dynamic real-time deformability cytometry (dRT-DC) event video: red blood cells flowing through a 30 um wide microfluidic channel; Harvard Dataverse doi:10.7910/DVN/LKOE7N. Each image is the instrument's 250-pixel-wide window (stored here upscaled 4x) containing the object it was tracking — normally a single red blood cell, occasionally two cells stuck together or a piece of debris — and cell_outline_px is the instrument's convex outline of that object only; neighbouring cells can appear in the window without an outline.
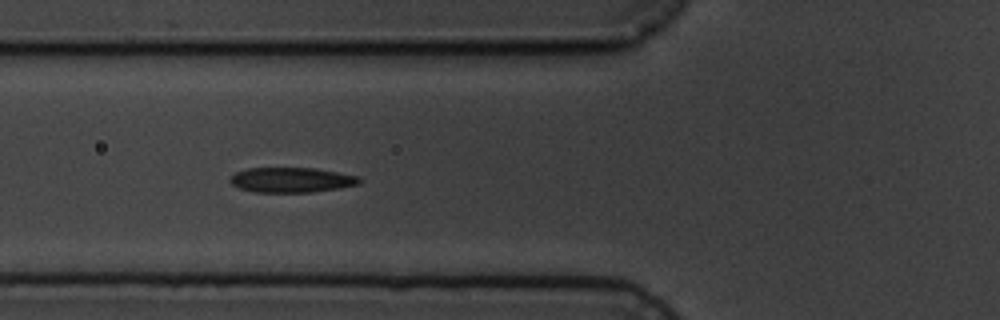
{"species": "common noctule bat (a hibernating species)", "species_latin": "Nyctalus noctula", "temperature_condition": "cold", "stored_images_in_passage": 9, "camera_frame_rate_fps": 3000, "um_per_image_px": 0.085, "animal": {"sex": "male", "body_mass_g": 19.5, "forearm_length_mm": 54.6}, "frame": {"image": 1, "passage_image": 4, "time_ms": 3.333, "image_size_px": [1000, 320], "cell_outline_px": [[364, 180], [360, 184], [340, 188], [312, 192], [252, 192], [240, 188], [232, 184], [228, 180], [236, 172], [248, 168], [316, 168], [360, 176]], "centroid_in_image_um": [24.83, 15.29], "position_along_channel_um": 101.0, "area_um2": 19.02}}
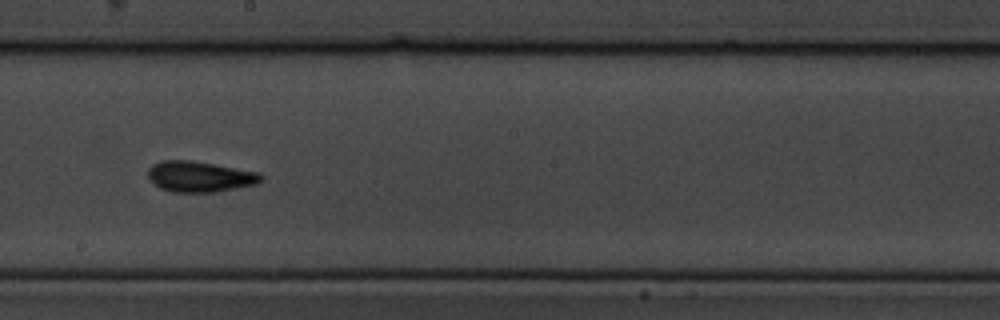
{"frame": {"image": 2, "passage_image": 7, "time_ms": 7.0, "image_size_px": [1000, 320], "cell_outline_px": [[264, 180], [256, 184], [216, 192], [172, 192], [160, 188], [148, 176], [148, 168], [152, 164], [160, 160], [192, 160], [260, 172], [264, 176]], "centroid_in_image_um": [17.01, 15.0], "position_along_channel_um": 231.2, "area_um2": 20.4}}
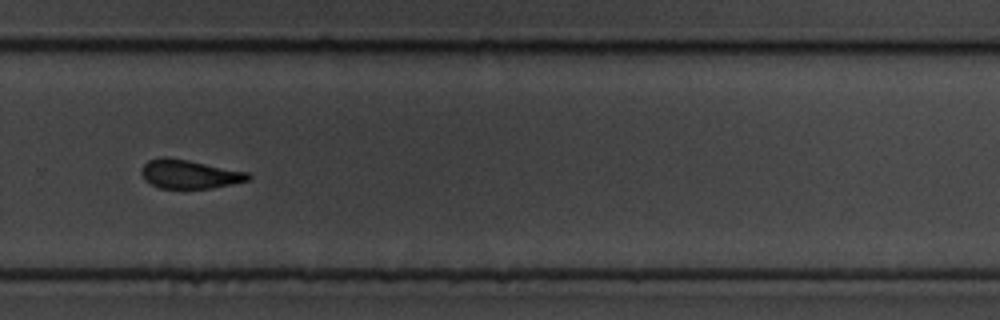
{"frame": {"image": 3, "passage_image": 9, "time_ms": 9.333, "image_size_px": [1000, 320], "cell_outline_px": [[252, 176], [248, 180], [212, 188], [160, 188], [144, 180], [140, 172], [140, 168], [148, 160], [160, 156], [168, 156], [248, 172]], "centroid_in_image_um": [16.04, 14.78], "position_along_channel_um": 313.8, "area_um2": 17.98}}